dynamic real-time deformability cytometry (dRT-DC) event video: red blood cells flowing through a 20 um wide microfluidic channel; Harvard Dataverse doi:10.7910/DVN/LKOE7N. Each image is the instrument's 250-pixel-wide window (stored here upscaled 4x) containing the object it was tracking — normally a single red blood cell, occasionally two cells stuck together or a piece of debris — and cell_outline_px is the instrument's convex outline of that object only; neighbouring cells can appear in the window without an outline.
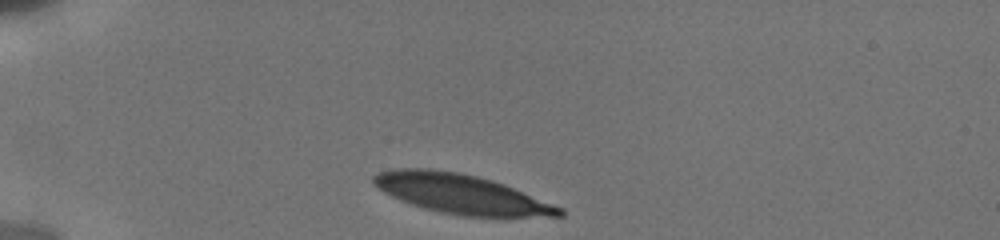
{"species": "human", "species_latin": "Homo sapiens", "temperature_condition": "cold", "stored_images_in_passage": 5, "camera_frame_rate_fps": 3000, "um_per_image_px": 0.085, "donor": {"sex": "male"}, "frame": {"image": 1, "passage_image": 1, "time_ms": 0.0, "image_size_px": [1000, 240], "cell_outline_px": [[564, 216], [464, 216], [440, 212], [424, 208], [412, 204], [392, 196], [384, 192], [372, 184], [372, 176], [380, 172], [396, 168], [428, 168], [460, 172], [492, 180], [504, 184], [564, 208]], "centroid_in_image_um": [39.18, 16.47], "position_along_channel_um": 45.8, "area_um2": 42.43}}
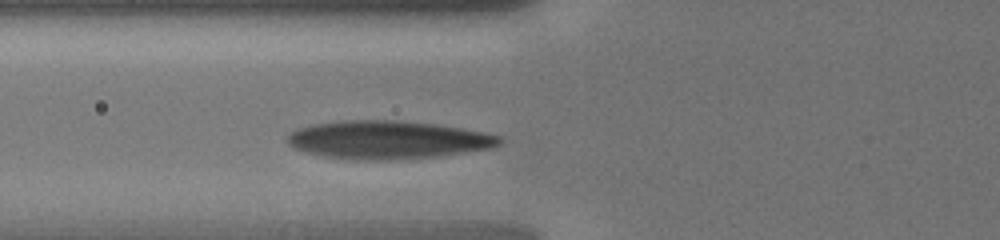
{"frame": {"image": 2, "passage_image": 5, "time_ms": 2.333, "image_size_px": [1000, 240], "cell_outline_px": [[504, 140], [500, 144], [492, 148], [432, 156], [388, 160], [356, 160], [324, 156], [292, 148], [284, 140], [288, 132], [296, 128], [312, 124], [344, 120], [392, 120], [436, 124], [484, 132], [500, 136]], "centroid_in_image_um": [32.88, 11.87], "position_along_channel_um": 92.9, "area_um2": 47.16}}